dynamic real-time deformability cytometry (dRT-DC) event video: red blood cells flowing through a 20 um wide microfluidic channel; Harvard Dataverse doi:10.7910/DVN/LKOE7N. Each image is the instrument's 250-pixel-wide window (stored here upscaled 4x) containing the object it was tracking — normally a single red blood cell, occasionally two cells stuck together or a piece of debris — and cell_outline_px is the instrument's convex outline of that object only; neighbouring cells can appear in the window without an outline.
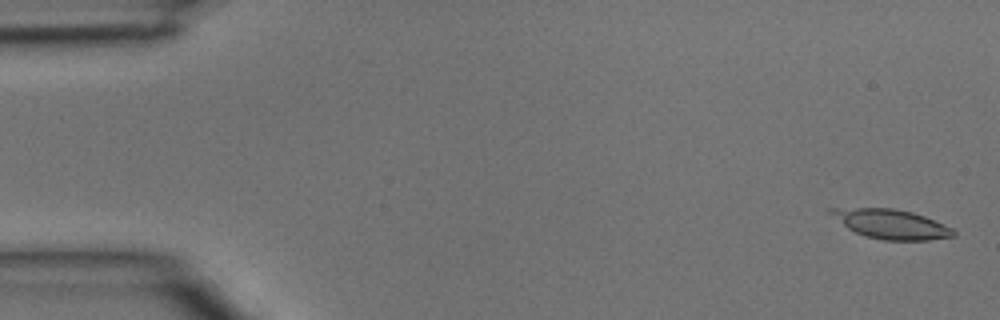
{"species": "common noctule bat (a hibernating species)", "species_latin": "Nyctalus noctula", "temperature_condition": "room temperature", "stored_images_in_passage": 5, "camera_frame_rate_fps": 3000, "um_per_image_px": 0.085, "animal": {"sex": "male", "body_mass_g": 15.6}, "frame": {"image": 1, "passage_image": 1, "time_ms": 0.0, "image_size_px": [1000, 320], "cell_outline_px": [[956, 236], [928, 240], [884, 240], [864, 236], [848, 228], [828, 212], [828, 208], [892, 208], [912, 212], [924, 216], [952, 228], [956, 232]], "centroid_in_image_um": [75.76, 19.05], "position_along_channel_um": 9.2, "area_um2": 20.81}}